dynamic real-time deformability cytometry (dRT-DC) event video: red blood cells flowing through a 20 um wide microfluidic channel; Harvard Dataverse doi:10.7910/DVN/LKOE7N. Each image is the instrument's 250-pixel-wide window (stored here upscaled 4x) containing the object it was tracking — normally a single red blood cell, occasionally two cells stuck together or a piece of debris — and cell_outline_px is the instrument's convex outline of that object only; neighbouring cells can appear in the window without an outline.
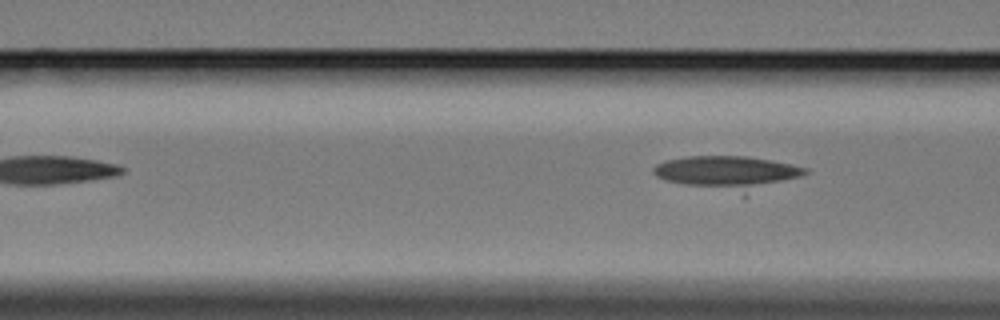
{"species": "Egyptian fruit bat (a non-hibernating species)", "species_latin": "Rousettus aegyptiacus", "temperature_condition": "cold", "stored_images_in_passage": 6, "camera_frame_rate_fps": 3000, "um_per_image_px": 0.085, "animal": {"sex": "female"}, "frame": {"image": 1, "passage_image": 6, "time_ms": 6.333, "image_size_px": [1000, 320], "cell_outline_px": [[808, 172], [800, 176], [744, 196], [664, 180], [656, 176], [652, 172], [652, 168], [656, 164], [664, 160], [688, 156], [748, 156], [792, 164], [808, 168]], "centroid_in_image_um": [61.84, 14.69], "position_along_channel_um": 104.8, "area_um2": 30.06}}